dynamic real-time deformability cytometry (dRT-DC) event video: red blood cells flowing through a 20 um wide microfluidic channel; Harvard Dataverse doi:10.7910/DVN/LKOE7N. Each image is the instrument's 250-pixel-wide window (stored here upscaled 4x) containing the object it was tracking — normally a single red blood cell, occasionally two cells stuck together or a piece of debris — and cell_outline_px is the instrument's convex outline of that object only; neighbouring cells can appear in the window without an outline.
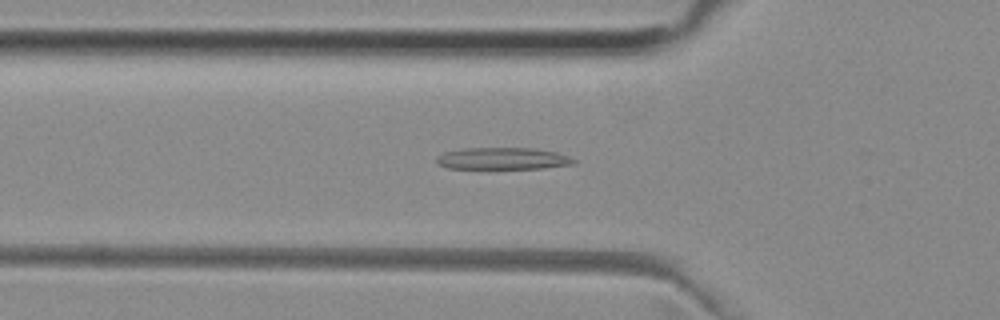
{"species": "common noctule bat (a hibernating species)", "species_latin": "Nyctalus noctula", "temperature_condition": "room temperature", "stored_images_in_passage": 52, "camera_frame_rate_fps": 3000, "um_per_image_px": 0.085, "animal": {"sex": "female", "body_mass_g": 29.2, "forearm_length_mm": 56.3}, "frame": {"image": 1, "passage_image": 18, "time_ms": 5.667, "image_size_px": [1000, 320], "cell_outline_px": [[576, 164], [544, 168], [448, 168], [440, 164], [436, 160], [436, 156], [444, 152], [464, 148], [536, 148], [556, 152], [568, 156], [576, 160]], "centroid_in_image_um": [42.77, 13.47], "position_along_channel_um": 83.0, "area_um2": 17.46}}
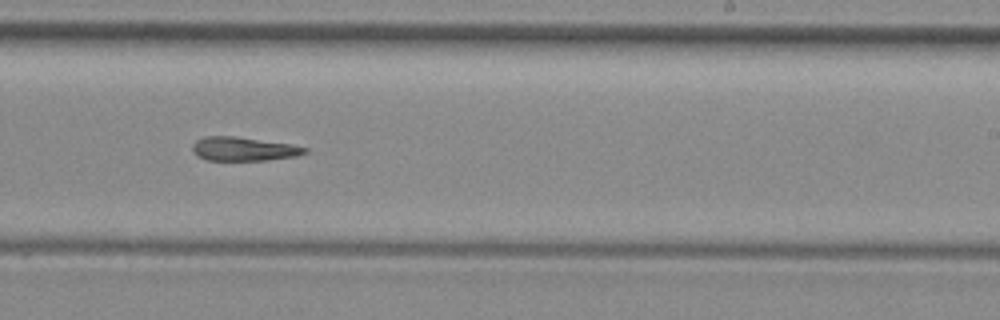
{"frame": {"image": 2, "passage_image": 32, "time_ms": 10.333, "image_size_px": [1000, 320], "cell_outline_px": [[308, 152], [296, 156], [268, 160], [208, 160], [196, 156], [192, 152], [192, 144], [196, 140], [204, 136], [236, 136], [288, 144], [308, 148]], "centroid_in_image_um": [20.65, 12.66], "position_along_channel_um": 268.3, "area_um2": 15.61}}
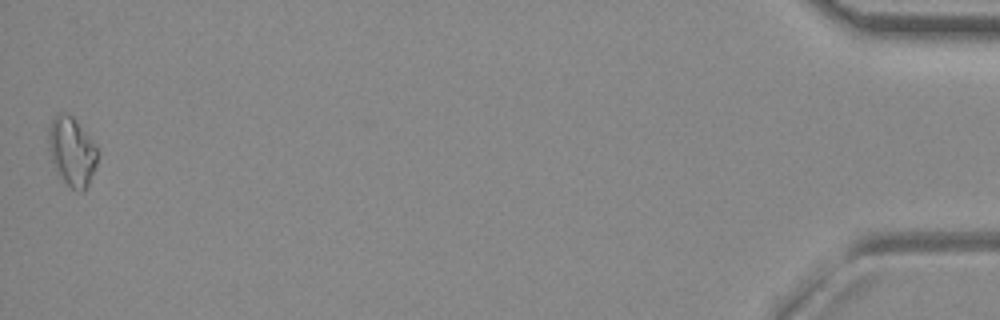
{"frame": {"image": 3, "passage_image": 52, "time_ms": 17.0, "image_size_px": [1000, 320], "cell_outline_px": [[100, 152], [96, 164], [88, 184], [84, 192], [76, 192], [60, 176], [52, 160], [48, 148], [48, 128], [56, 112], [64, 112], [72, 116]], "centroid_in_image_um": [6.1, 12.87], "position_along_channel_um": 429.1, "area_um2": 19.48}}